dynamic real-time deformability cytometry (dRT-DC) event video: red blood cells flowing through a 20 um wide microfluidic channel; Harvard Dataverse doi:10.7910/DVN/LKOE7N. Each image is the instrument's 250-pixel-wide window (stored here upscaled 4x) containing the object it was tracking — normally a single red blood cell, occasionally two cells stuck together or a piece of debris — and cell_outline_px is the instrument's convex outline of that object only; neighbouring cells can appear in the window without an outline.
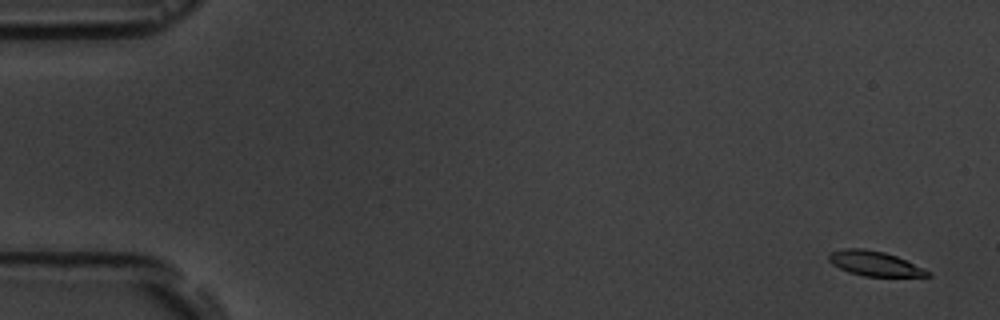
{"species": "common noctule bat (a hibernating species)", "species_latin": "Nyctalus noctula", "temperature_condition": "room temperature", "stored_images_in_passage": 7, "camera_frame_rate_fps": 3000, "um_per_image_px": 0.085, "animal": {"sex": "male", "body_mass_g": 19.5, "forearm_length_mm": 54.6}, "frame": {"image": 1, "passage_image": 1, "time_ms": 0.0, "image_size_px": [1000, 320], "cell_outline_px": [[932, 276], [864, 276], [848, 272], [832, 264], [828, 260], [828, 256], [832, 252], [844, 248], [864, 248], [884, 252], [896, 256], [924, 268], [932, 272]], "centroid_in_image_um": [74.35, 22.4], "position_along_channel_um": 10.7, "area_um2": 14.22}}
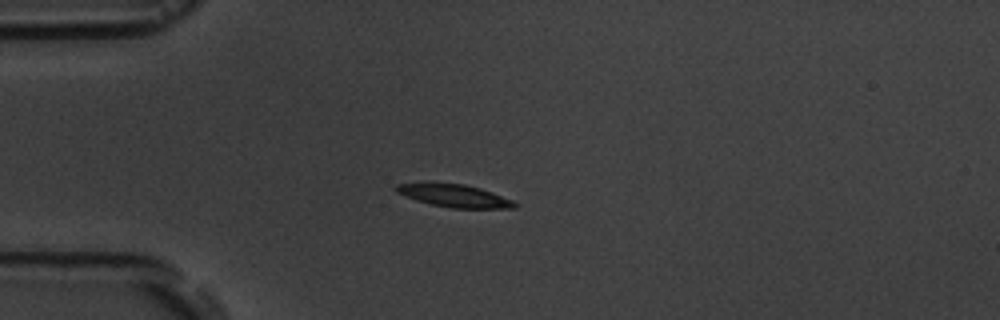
{"frame": {"image": 2, "passage_image": 5, "time_ms": 4.333, "image_size_px": [1000, 320], "cell_outline_px": [[516, 208], [452, 208], [432, 204], [416, 200], [404, 196], [396, 192], [396, 184], [464, 184], [480, 188], [492, 192], [512, 200], [516, 204]], "centroid_in_image_um": [38.66, 16.66], "position_along_channel_um": 46.3, "area_um2": 15.14}}
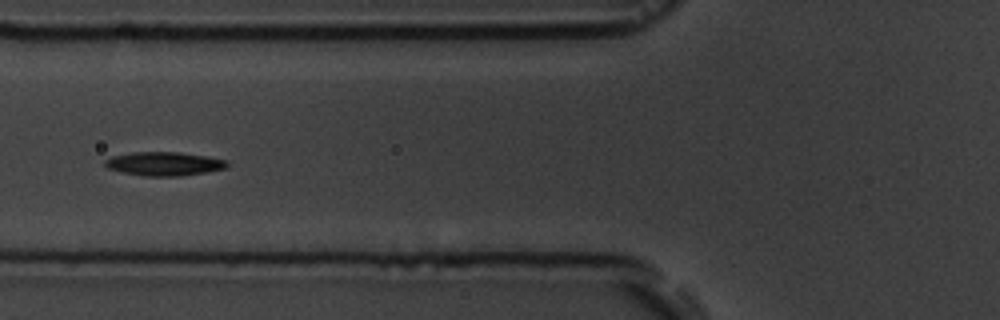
{"frame": {"image": 3, "passage_image": 7, "time_ms": 6.667, "image_size_px": [1000, 320], "cell_outline_px": [[228, 168], [180, 176], [144, 176], [124, 172], [108, 168], [104, 164], [104, 160], [112, 156], [132, 152], [180, 152], [208, 156], [228, 160]], "centroid_in_image_um": [13.98, 13.91], "position_along_channel_um": 111.8, "area_um2": 16.94}}